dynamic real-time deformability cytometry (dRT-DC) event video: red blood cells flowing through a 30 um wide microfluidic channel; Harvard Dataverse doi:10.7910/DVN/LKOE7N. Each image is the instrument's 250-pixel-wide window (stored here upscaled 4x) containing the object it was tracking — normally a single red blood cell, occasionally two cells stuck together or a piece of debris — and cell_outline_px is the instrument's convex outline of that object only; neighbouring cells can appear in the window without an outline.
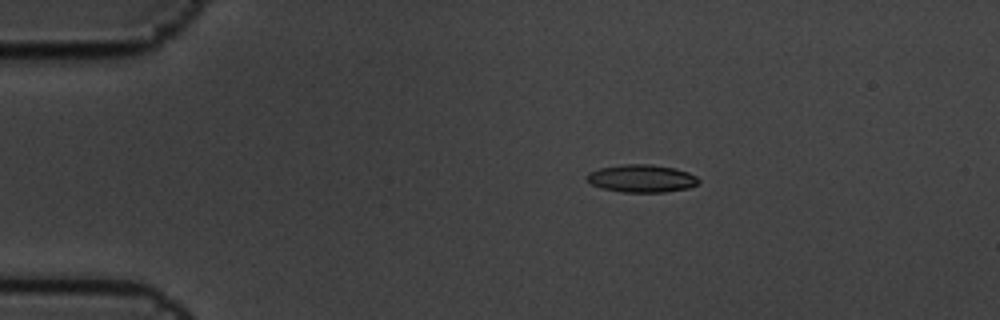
{"species": "common noctule bat (a hibernating species)", "species_latin": "Nyctalus noctula", "temperature_condition": "cold", "stored_images_in_passage": 6, "camera_frame_rate_fps": 3000, "um_per_image_px": 0.085, "animal": {"sex": "male", "body_mass_g": 19.5, "forearm_length_mm": 54.6}, "frame": {"image": 1, "passage_image": 3, "time_ms": 0.667, "image_size_px": [1000, 320], "cell_outline_px": [[700, 180], [696, 184], [688, 188], [664, 192], [624, 192], [600, 188], [592, 184], [584, 176], [588, 172], [600, 168], [624, 164], [652, 164], [672, 168], [688, 172], [696, 176]], "centroid_in_image_um": [54.51, 15.17], "position_along_channel_um": 30.5, "area_um2": 17.98}}
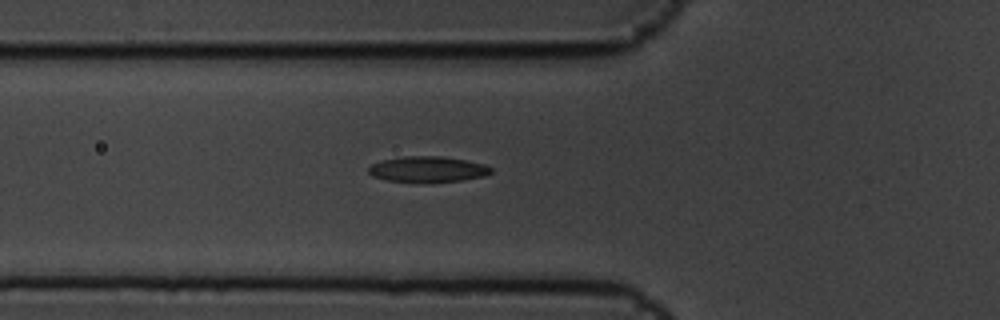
{"frame": {"image": 2, "passage_image": 6, "time_ms": 1.667, "image_size_px": [1000, 320], "cell_outline_px": [[492, 172], [484, 176], [460, 180], [424, 184], [388, 180], [372, 176], [368, 172], [368, 168], [372, 164], [380, 160], [404, 156], [440, 156], [464, 160], [484, 164], [492, 168]], "centroid_in_image_um": [36.32, 14.4], "position_along_channel_um": 89.5, "area_um2": 18.67}}